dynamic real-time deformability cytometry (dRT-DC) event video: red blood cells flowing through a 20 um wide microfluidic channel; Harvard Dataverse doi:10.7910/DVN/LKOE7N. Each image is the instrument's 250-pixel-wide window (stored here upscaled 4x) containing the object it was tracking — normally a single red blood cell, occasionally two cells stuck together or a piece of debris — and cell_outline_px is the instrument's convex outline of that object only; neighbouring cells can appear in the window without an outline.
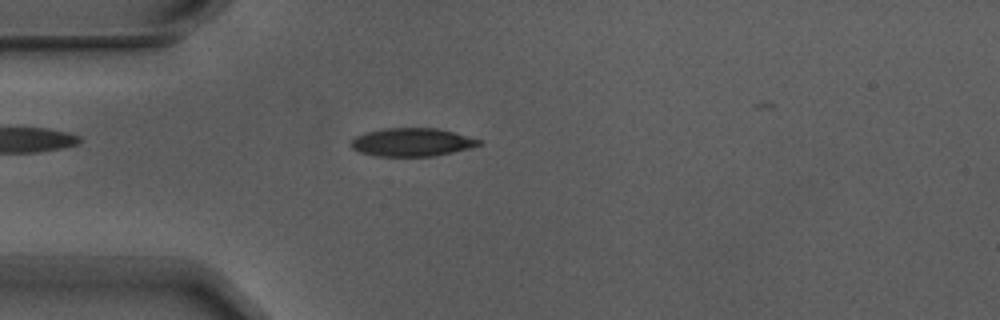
{"species": "Egyptian fruit bat (a non-hibernating species)", "species_latin": "Rousettus aegyptiacus", "temperature_condition": "warm", "stored_images_in_passage": 2, "camera_frame_rate_fps": 3000, "um_per_image_px": 0.085, "animal": {"sex": "male"}, "frame": {"image": 1, "passage_image": 2, "time_ms": 0.333, "image_size_px": [1000, 320], "cell_outline_px": [[484, 140], [480, 144], [468, 148], [452, 152], [432, 156], [376, 156], [360, 152], [352, 148], [348, 144], [356, 136], [368, 132], [384, 128], [436, 128]], "centroid_in_image_um": [34.99, 12.09], "position_along_channel_um": 50.0, "area_um2": 20.87}}